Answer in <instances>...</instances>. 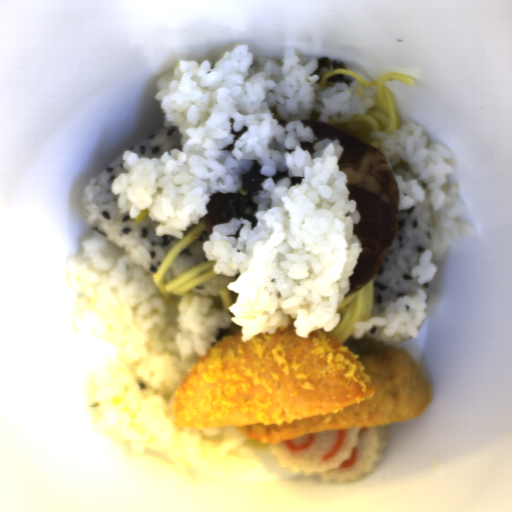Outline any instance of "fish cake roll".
Here are the masks:
<instances>
[{"instance_id": "obj_1", "label": "fish cake roll", "mask_w": 512, "mask_h": 512, "mask_svg": "<svg viewBox=\"0 0 512 512\" xmlns=\"http://www.w3.org/2000/svg\"><path fill=\"white\" fill-rule=\"evenodd\" d=\"M389 424L320 430L267 442V454L291 474L318 477L323 483L359 481L376 471L386 456Z\"/></svg>"}]
</instances>
